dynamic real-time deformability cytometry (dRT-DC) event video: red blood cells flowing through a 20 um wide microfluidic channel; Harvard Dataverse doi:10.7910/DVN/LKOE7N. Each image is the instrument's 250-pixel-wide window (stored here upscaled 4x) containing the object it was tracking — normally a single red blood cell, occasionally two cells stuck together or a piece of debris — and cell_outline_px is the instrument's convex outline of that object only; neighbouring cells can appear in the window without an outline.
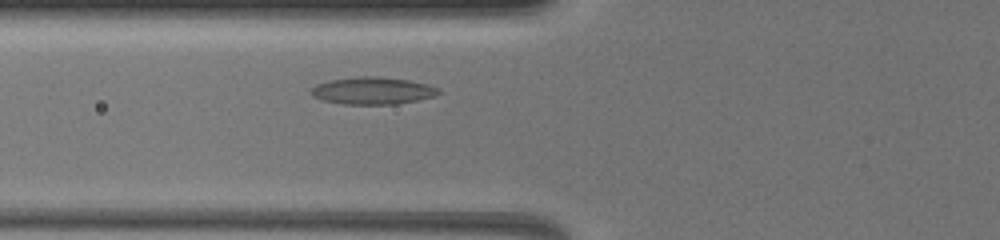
{"species": "common noctule bat (a hibernating species)", "species_latin": "Nyctalus noctula", "temperature_condition": "warm", "stored_images_in_passage": 25, "camera_frame_rate_fps": 3000, "um_per_image_px": 0.085, "animal": {"sex": "female", "body_mass_g": 19.5, "forearm_length_mm": 54.1}, "frame": {"image": 1, "passage_image": 6, "time_ms": 2.333, "image_size_px": [1000, 240], "cell_outline_px": [[440, 92], [436, 96], [396, 104], [344, 104], [324, 100], [312, 96], [308, 92], [316, 84], [332, 80], [360, 76], [376, 76], [408, 80], [428, 84], [440, 88]], "centroid_in_image_um": [31.69, 7.71], "position_along_channel_um": 94.1, "area_um2": 20.17}}
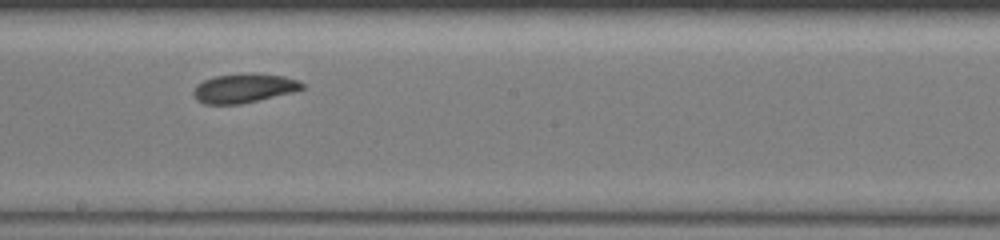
{"frame": {"image": 2, "passage_image": 14, "time_ms": 5.667, "image_size_px": [1000, 240], "cell_outline_px": [[304, 88], [292, 92], [240, 104], [204, 104], [196, 100], [192, 92], [196, 84], [204, 80], [216, 76], [244, 72], [252, 72], [284, 76], [296, 80], [304, 84]], "centroid_in_image_um": [20.69, 7.48], "position_along_channel_um": 227.5, "area_um2": 18.55}}
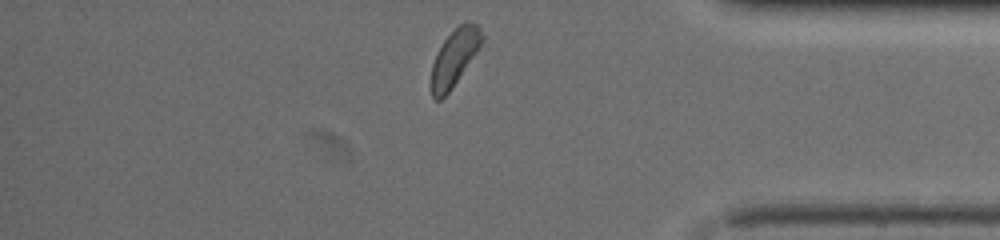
{"frame": {"image": 3, "passage_image": 25, "time_ms": 10.333, "image_size_px": [1000, 240], "cell_outline_px": [[484, 40], [448, 92], [440, 100], [436, 100], [432, 96], [428, 88], [428, 84], [432, 64], [436, 52], [444, 40], [460, 24], [476, 24], [480, 28], [484, 36]], "centroid_in_image_um": [38.55, 4.95], "position_along_channel_um": 396.6, "area_um2": 16.47}, "authors_computed_cell_mechanics": {"area_um2": 18.6694, "velocity_mm_per_s": 4.0054, "shape_relaxation_time_tau1_ms": 3.9392, "shape_relaxation_time_tau2_ms": 3.8204, "deformation_change_tau1": 0.1036, "deformation_change_tau2": 0.0961}}